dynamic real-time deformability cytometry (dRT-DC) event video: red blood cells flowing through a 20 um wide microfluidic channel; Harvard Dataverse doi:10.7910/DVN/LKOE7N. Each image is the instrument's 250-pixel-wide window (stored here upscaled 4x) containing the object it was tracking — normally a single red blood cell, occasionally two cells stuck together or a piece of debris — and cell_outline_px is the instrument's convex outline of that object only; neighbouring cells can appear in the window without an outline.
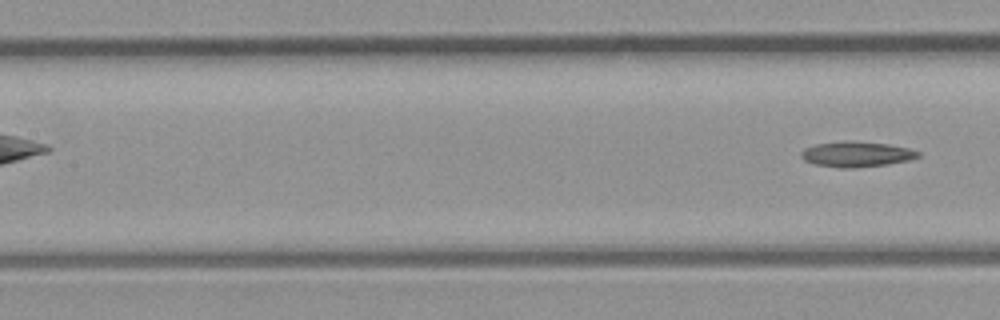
{"species": "common noctule bat (a hibernating species)", "species_latin": "Nyctalus noctula", "temperature_condition": "room temperature", "stored_images_in_passage": 6, "camera_frame_rate_fps": 3000, "um_per_image_px": 0.085, "animal": {"sex": "male", "body_mass_g": 23.1, "forearm_length_mm": 52.7}, "frame": {"image": 1, "passage_image": 6, "time_ms": 5.667, "image_size_px": [1000, 320], "cell_outline_px": [[920, 156], [908, 160], [888, 164], [852, 168], [840, 168], [816, 164], [804, 160], [800, 156], [800, 152], [804, 148], [816, 144], [848, 140], [852, 140], [888, 144], [908, 148], [920, 152]], "centroid_in_image_um": [72.78, 13.1], "position_along_channel_um": 134.6, "area_um2": 17.34}}